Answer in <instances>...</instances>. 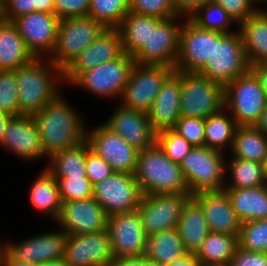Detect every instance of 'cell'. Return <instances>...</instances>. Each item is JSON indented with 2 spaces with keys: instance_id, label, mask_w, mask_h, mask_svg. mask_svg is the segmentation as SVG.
<instances>
[{
  "instance_id": "6da1fadb",
  "label": "cell",
  "mask_w": 267,
  "mask_h": 266,
  "mask_svg": "<svg viewBox=\"0 0 267 266\" xmlns=\"http://www.w3.org/2000/svg\"><path fill=\"white\" fill-rule=\"evenodd\" d=\"M32 117L38 127L46 158L86 140L87 128L83 118L61 93Z\"/></svg>"
},
{
  "instance_id": "7a4b0ae2",
  "label": "cell",
  "mask_w": 267,
  "mask_h": 266,
  "mask_svg": "<svg viewBox=\"0 0 267 266\" xmlns=\"http://www.w3.org/2000/svg\"><path fill=\"white\" fill-rule=\"evenodd\" d=\"M15 71L19 116L42 110L61 93L58 84L63 83V72L48 58H35Z\"/></svg>"
},
{
  "instance_id": "3957f363",
  "label": "cell",
  "mask_w": 267,
  "mask_h": 266,
  "mask_svg": "<svg viewBox=\"0 0 267 266\" xmlns=\"http://www.w3.org/2000/svg\"><path fill=\"white\" fill-rule=\"evenodd\" d=\"M134 176L143 195L190 194L183 171L157 143L139 151Z\"/></svg>"
},
{
  "instance_id": "277c9868",
  "label": "cell",
  "mask_w": 267,
  "mask_h": 266,
  "mask_svg": "<svg viewBox=\"0 0 267 266\" xmlns=\"http://www.w3.org/2000/svg\"><path fill=\"white\" fill-rule=\"evenodd\" d=\"M249 69L240 32L213 31L212 57L198 73L225 87Z\"/></svg>"
},
{
  "instance_id": "5b68a950",
  "label": "cell",
  "mask_w": 267,
  "mask_h": 266,
  "mask_svg": "<svg viewBox=\"0 0 267 266\" xmlns=\"http://www.w3.org/2000/svg\"><path fill=\"white\" fill-rule=\"evenodd\" d=\"M223 154L216 149L197 146L180 162L191 195L224 189L227 172Z\"/></svg>"
},
{
  "instance_id": "8992f818",
  "label": "cell",
  "mask_w": 267,
  "mask_h": 266,
  "mask_svg": "<svg viewBox=\"0 0 267 266\" xmlns=\"http://www.w3.org/2000/svg\"><path fill=\"white\" fill-rule=\"evenodd\" d=\"M266 105V93L250 69L224 87V108L238 126L255 125Z\"/></svg>"
},
{
  "instance_id": "52a82bcc",
  "label": "cell",
  "mask_w": 267,
  "mask_h": 266,
  "mask_svg": "<svg viewBox=\"0 0 267 266\" xmlns=\"http://www.w3.org/2000/svg\"><path fill=\"white\" fill-rule=\"evenodd\" d=\"M105 29L89 16L60 20L54 51L48 58L63 72Z\"/></svg>"
},
{
  "instance_id": "ba28073f",
  "label": "cell",
  "mask_w": 267,
  "mask_h": 266,
  "mask_svg": "<svg viewBox=\"0 0 267 266\" xmlns=\"http://www.w3.org/2000/svg\"><path fill=\"white\" fill-rule=\"evenodd\" d=\"M224 107V87L198 72L181 71L180 116L206 119Z\"/></svg>"
},
{
  "instance_id": "9c48e42d",
  "label": "cell",
  "mask_w": 267,
  "mask_h": 266,
  "mask_svg": "<svg viewBox=\"0 0 267 266\" xmlns=\"http://www.w3.org/2000/svg\"><path fill=\"white\" fill-rule=\"evenodd\" d=\"M134 64L133 55L124 52L116 59L82 72L70 85L84 88L99 97L121 99Z\"/></svg>"
},
{
  "instance_id": "30bf717a",
  "label": "cell",
  "mask_w": 267,
  "mask_h": 266,
  "mask_svg": "<svg viewBox=\"0 0 267 266\" xmlns=\"http://www.w3.org/2000/svg\"><path fill=\"white\" fill-rule=\"evenodd\" d=\"M175 71L163 65L132 66L128 82L119 102L127 109L148 112L164 81Z\"/></svg>"
},
{
  "instance_id": "8fae6325",
  "label": "cell",
  "mask_w": 267,
  "mask_h": 266,
  "mask_svg": "<svg viewBox=\"0 0 267 266\" xmlns=\"http://www.w3.org/2000/svg\"><path fill=\"white\" fill-rule=\"evenodd\" d=\"M182 15L162 20L152 28L148 41L133 55L136 64L163 65L175 68L179 54L180 30L179 18Z\"/></svg>"
},
{
  "instance_id": "7c38bea8",
  "label": "cell",
  "mask_w": 267,
  "mask_h": 266,
  "mask_svg": "<svg viewBox=\"0 0 267 266\" xmlns=\"http://www.w3.org/2000/svg\"><path fill=\"white\" fill-rule=\"evenodd\" d=\"M191 194L143 195L137 208L147 237L177 228L183 207Z\"/></svg>"
},
{
  "instance_id": "4fadbf2b",
  "label": "cell",
  "mask_w": 267,
  "mask_h": 266,
  "mask_svg": "<svg viewBox=\"0 0 267 266\" xmlns=\"http://www.w3.org/2000/svg\"><path fill=\"white\" fill-rule=\"evenodd\" d=\"M143 194L134 175L114 172L93 185V197L107 216L137 210Z\"/></svg>"
},
{
  "instance_id": "5bb4252c",
  "label": "cell",
  "mask_w": 267,
  "mask_h": 266,
  "mask_svg": "<svg viewBox=\"0 0 267 266\" xmlns=\"http://www.w3.org/2000/svg\"><path fill=\"white\" fill-rule=\"evenodd\" d=\"M86 130V140L97 156L103 158L113 172L134 175L139 151L103 124Z\"/></svg>"
},
{
  "instance_id": "9a60e30c",
  "label": "cell",
  "mask_w": 267,
  "mask_h": 266,
  "mask_svg": "<svg viewBox=\"0 0 267 266\" xmlns=\"http://www.w3.org/2000/svg\"><path fill=\"white\" fill-rule=\"evenodd\" d=\"M26 47L35 58H49L54 51L60 18L55 13L34 11L14 19Z\"/></svg>"
},
{
  "instance_id": "2e32d148",
  "label": "cell",
  "mask_w": 267,
  "mask_h": 266,
  "mask_svg": "<svg viewBox=\"0 0 267 266\" xmlns=\"http://www.w3.org/2000/svg\"><path fill=\"white\" fill-rule=\"evenodd\" d=\"M114 258L108 229L67 235L64 259L71 266H108Z\"/></svg>"
},
{
  "instance_id": "e0dca14e",
  "label": "cell",
  "mask_w": 267,
  "mask_h": 266,
  "mask_svg": "<svg viewBox=\"0 0 267 266\" xmlns=\"http://www.w3.org/2000/svg\"><path fill=\"white\" fill-rule=\"evenodd\" d=\"M107 229L115 258L145 254L147 236L138 210L108 216Z\"/></svg>"
},
{
  "instance_id": "ac0fdd59",
  "label": "cell",
  "mask_w": 267,
  "mask_h": 266,
  "mask_svg": "<svg viewBox=\"0 0 267 266\" xmlns=\"http://www.w3.org/2000/svg\"><path fill=\"white\" fill-rule=\"evenodd\" d=\"M103 207L94 197L62 202L56 224L67 235L91 234L107 229Z\"/></svg>"
},
{
  "instance_id": "d6986e66",
  "label": "cell",
  "mask_w": 267,
  "mask_h": 266,
  "mask_svg": "<svg viewBox=\"0 0 267 266\" xmlns=\"http://www.w3.org/2000/svg\"><path fill=\"white\" fill-rule=\"evenodd\" d=\"M124 53L117 28H105L99 36L63 71V83L71 84L82 72L93 69Z\"/></svg>"
},
{
  "instance_id": "ffe728a7",
  "label": "cell",
  "mask_w": 267,
  "mask_h": 266,
  "mask_svg": "<svg viewBox=\"0 0 267 266\" xmlns=\"http://www.w3.org/2000/svg\"><path fill=\"white\" fill-rule=\"evenodd\" d=\"M30 237L18 243H3V251L13 260L37 265L65 257L67 234L63 230Z\"/></svg>"
},
{
  "instance_id": "44dd1931",
  "label": "cell",
  "mask_w": 267,
  "mask_h": 266,
  "mask_svg": "<svg viewBox=\"0 0 267 266\" xmlns=\"http://www.w3.org/2000/svg\"><path fill=\"white\" fill-rule=\"evenodd\" d=\"M213 31L204 30L185 18L180 30L179 54L175 70L199 72L211 59Z\"/></svg>"
},
{
  "instance_id": "7402d4cb",
  "label": "cell",
  "mask_w": 267,
  "mask_h": 266,
  "mask_svg": "<svg viewBox=\"0 0 267 266\" xmlns=\"http://www.w3.org/2000/svg\"><path fill=\"white\" fill-rule=\"evenodd\" d=\"M103 125L138 151L147 149L156 143V132L146 112L127 109L119 104Z\"/></svg>"
},
{
  "instance_id": "603a6c76",
  "label": "cell",
  "mask_w": 267,
  "mask_h": 266,
  "mask_svg": "<svg viewBox=\"0 0 267 266\" xmlns=\"http://www.w3.org/2000/svg\"><path fill=\"white\" fill-rule=\"evenodd\" d=\"M0 145L10 149L24 161L33 162L46 157L41 146L39 130L32 115L13 117L8 122Z\"/></svg>"
},
{
  "instance_id": "cb8c5ba5",
  "label": "cell",
  "mask_w": 267,
  "mask_h": 266,
  "mask_svg": "<svg viewBox=\"0 0 267 266\" xmlns=\"http://www.w3.org/2000/svg\"><path fill=\"white\" fill-rule=\"evenodd\" d=\"M192 197L201 205L210 232L239 237L242 222L224 190L198 192Z\"/></svg>"
},
{
  "instance_id": "d4e9b609",
  "label": "cell",
  "mask_w": 267,
  "mask_h": 266,
  "mask_svg": "<svg viewBox=\"0 0 267 266\" xmlns=\"http://www.w3.org/2000/svg\"><path fill=\"white\" fill-rule=\"evenodd\" d=\"M181 71L175 70L163 83L147 112L153 130L173 129L180 116Z\"/></svg>"
},
{
  "instance_id": "484cf974",
  "label": "cell",
  "mask_w": 267,
  "mask_h": 266,
  "mask_svg": "<svg viewBox=\"0 0 267 266\" xmlns=\"http://www.w3.org/2000/svg\"><path fill=\"white\" fill-rule=\"evenodd\" d=\"M238 26L249 66L265 63L267 61V9L261 7Z\"/></svg>"
},
{
  "instance_id": "4316f807",
  "label": "cell",
  "mask_w": 267,
  "mask_h": 266,
  "mask_svg": "<svg viewBox=\"0 0 267 266\" xmlns=\"http://www.w3.org/2000/svg\"><path fill=\"white\" fill-rule=\"evenodd\" d=\"M240 221L267 219V184L253 188H224Z\"/></svg>"
},
{
  "instance_id": "83f0119b",
  "label": "cell",
  "mask_w": 267,
  "mask_h": 266,
  "mask_svg": "<svg viewBox=\"0 0 267 266\" xmlns=\"http://www.w3.org/2000/svg\"><path fill=\"white\" fill-rule=\"evenodd\" d=\"M177 229L189 254H195L210 232L201 205L191 197L185 204Z\"/></svg>"
},
{
  "instance_id": "f1b7e54d",
  "label": "cell",
  "mask_w": 267,
  "mask_h": 266,
  "mask_svg": "<svg viewBox=\"0 0 267 266\" xmlns=\"http://www.w3.org/2000/svg\"><path fill=\"white\" fill-rule=\"evenodd\" d=\"M35 57L28 50L13 22L0 24V70H16Z\"/></svg>"
},
{
  "instance_id": "f546056e",
  "label": "cell",
  "mask_w": 267,
  "mask_h": 266,
  "mask_svg": "<svg viewBox=\"0 0 267 266\" xmlns=\"http://www.w3.org/2000/svg\"><path fill=\"white\" fill-rule=\"evenodd\" d=\"M38 174L31 184L29 200L34 209L56 221L62 206L57 180L46 168Z\"/></svg>"
},
{
  "instance_id": "4dcf8cb0",
  "label": "cell",
  "mask_w": 267,
  "mask_h": 266,
  "mask_svg": "<svg viewBox=\"0 0 267 266\" xmlns=\"http://www.w3.org/2000/svg\"><path fill=\"white\" fill-rule=\"evenodd\" d=\"M162 20L129 11L117 27L124 52L134 55L148 41L152 28H156Z\"/></svg>"
},
{
  "instance_id": "1f68e13d",
  "label": "cell",
  "mask_w": 267,
  "mask_h": 266,
  "mask_svg": "<svg viewBox=\"0 0 267 266\" xmlns=\"http://www.w3.org/2000/svg\"><path fill=\"white\" fill-rule=\"evenodd\" d=\"M188 254L177 228L147 237L145 256L151 261L165 265Z\"/></svg>"
},
{
  "instance_id": "d6a6232c",
  "label": "cell",
  "mask_w": 267,
  "mask_h": 266,
  "mask_svg": "<svg viewBox=\"0 0 267 266\" xmlns=\"http://www.w3.org/2000/svg\"><path fill=\"white\" fill-rule=\"evenodd\" d=\"M238 247V237L209 232L195 256L203 265L229 266Z\"/></svg>"
},
{
  "instance_id": "836d02e7",
  "label": "cell",
  "mask_w": 267,
  "mask_h": 266,
  "mask_svg": "<svg viewBox=\"0 0 267 266\" xmlns=\"http://www.w3.org/2000/svg\"><path fill=\"white\" fill-rule=\"evenodd\" d=\"M232 157L258 163L267 158V137L255 126H238L233 139Z\"/></svg>"
},
{
  "instance_id": "e575fe53",
  "label": "cell",
  "mask_w": 267,
  "mask_h": 266,
  "mask_svg": "<svg viewBox=\"0 0 267 266\" xmlns=\"http://www.w3.org/2000/svg\"><path fill=\"white\" fill-rule=\"evenodd\" d=\"M87 140L54 153L45 167L53 177H86V155L90 151Z\"/></svg>"
},
{
  "instance_id": "d590c367",
  "label": "cell",
  "mask_w": 267,
  "mask_h": 266,
  "mask_svg": "<svg viewBox=\"0 0 267 266\" xmlns=\"http://www.w3.org/2000/svg\"><path fill=\"white\" fill-rule=\"evenodd\" d=\"M237 127L234 118L223 107L205 119V146L222 152L229 146L227 149L231 150Z\"/></svg>"
},
{
  "instance_id": "8d00e7d4",
  "label": "cell",
  "mask_w": 267,
  "mask_h": 266,
  "mask_svg": "<svg viewBox=\"0 0 267 266\" xmlns=\"http://www.w3.org/2000/svg\"><path fill=\"white\" fill-rule=\"evenodd\" d=\"M225 171H229L231 184H226L224 188L243 189L267 184L263 163L231 157L228 165L226 161Z\"/></svg>"
},
{
  "instance_id": "74e56055",
  "label": "cell",
  "mask_w": 267,
  "mask_h": 266,
  "mask_svg": "<svg viewBox=\"0 0 267 266\" xmlns=\"http://www.w3.org/2000/svg\"><path fill=\"white\" fill-rule=\"evenodd\" d=\"M187 18L204 30L218 31L224 34L234 32L229 28L231 24L235 23L233 19L221 5L212 1L198 7Z\"/></svg>"
},
{
  "instance_id": "f35d334b",
  "label": "cell",
  "mask_w": 267,
  "mask_h": 266,
  "mask_svg": "<svg viewBox=\"0 0 267 266\" xmlns=\"http://www.w3.org/2000/svg\"><path fill=\"white\" fill-rule=\"evenodd\" d=\"M129 11V0H90L88 16L105 28H117Z\"/></svg>"
},
{
  "instance_id": "ab89813d",
  "label": "cell",
  "mask_w": 267,
  "mask_h": 266,
  "mask_svg": "<svg viewBox=\"0 0 267 266\" xmlns=\"http://www.w3.org/2000/svg\"><path fill=\"white\" fill-rule=\"evenodd\" d=\"M238 244L243 250L267 253V219L243 222Z\"/></svg>"
},
{
  "instance_id": "60d3db41",
  "label": "cell",
  "mask_w": 267,
  "mask_h": 266,
  "mask_svg": "<svg viewBox=\"0 0 267 266\" xmlns=\"http://www.w3.org/2000/svg\"><path fill=\"white\" fill-rule=\"evenodd\" d=\"M156 143L164 151L165 155L175 163L187 156L193 146L173 129H166L156 133Z\"/></svg>"
},
{
  "instance_id": "b9f144b4",
  "label": "cell",
  "mask_w": 267,
  "mask_h": 266,
  "mask_svg": "<svg viewBox=\"0 0 267 266\" xmlns=\"http://www.w3.org/2000/svg\"><path fill=\"white\" fill-rule=\"evenodd\" d=\"M0 110L13 117L19 116L15 70H0Z\"/></svg>"
},
{
  "instance_id": "7bdbcfd3",
  "label": "cell",
  "mask_w": 267,
  "mask_h": 266,
  "mask_svg": "<svg viewBox=\"0 0 267 266\" xmlns=\"http://www.w3.org/2000/svg\"><path fill=\"white\" fill-rule=\"evenodd\" d=\"M62 202L93 197V184L87 177H54Z\"/></svg>"
},
{
  "instance_id": "ee69618b",
  "label": "cell",
  "mask_w": 267,
  "mask_h": 266,
  "mask_svg": "<svg viewBox=\"0 0 267 266\" xmlns=\"http://www.w3.org/2000/svg\"><path fill=\"white\" fill-rule=\"evenodd\" d=\"M130 11L163 20L178 16L173 0H129Z\"/></svg>"
},
{
  "instance_id": "f6af8a7d",
  "label": "cell",
  "mask_w": 267,
  "mask_h": 266,
  "mask_svg": "<svg viewBox=\"0 0 267 266\" xmlns=\"http://www.w3.org/2000/svg\"><path fill=\"white\" fill-rule=\"evenodd\" d=\"M193 147L205 146V119L198 117H180L173 128Z\"/></svg>"
},
{
  "instance_id": "bcb514c9",
  "label": "cell",
  "mask_w": 267,
  "mask_h": 266,
  "mask_svg": "<svg viewBox=\"0 0 267 266\" xmlns=\"http://www.w3.org/2000/svg\"><path fill=\"white\" fill-rule=\"evenodd\" d=\"M221 5L233 19L235 24L239 25L251 15L255 14L261 8L256 6L254 0H210Z\"/></svg>"
},
{
  "instance_id": "7dc6e473",
  "label": "cell",
  "mask_w": 267,
  "mask_h": 266,
  "mask_svg": "<svg viewBox=\"0 0 267 266\" xmlns=\"http://www.w3.org/2000/svg\"><path fill=\"white\" fill-rule=\"evenodd\" d=\"M111 166L101 157L97 156L93 151H89L86 155V177L94 185L113 174Z\"/></svg>"
},
{
  "instance_id": "c3c4849f",
  "label": "cell",
  "mask_w": 267,
  "mask_h": 266,
  "mask_svg": "<svg viewBox=\"0 0 267 266\" xmlns=\"http://www.w3.org/2000/svg\"><path fill=\"white\" fill-rule=\"evenodd\" d=\"M90 0H54L55 14L60 20L88 16Z\"/></svg>"
},
{
  "instance_id": "681fc988",
  "label": "cell",
  "mask_w": 267,
  "mask_h": 266,
  "mask_svg": "<svg viewBox=\"0 0 267 266\" xmlns=\"http://www.w3.org/2000/svg\"><path fill=\"white\" fill-rule=\"evenodd\" d=\"M229 266H267V253L237 248Z\"/></svg>"
},
{
  "instance_id": "f907efd6",
  "label": "cell",
  "mask_w": 267,
  "mask_h": 266,
  "mask_svg": "<svg viewBox=\"0 0 267 266\" xmlns=\"http://www.w3.org/2000/svg\"><path fill=\"white\" fill-rule=\"evenodd\" d=\"M3 3L4 18L8 22L35 11L34 0H5Z\"/></svg>"
},
{
  "instance_id": "816d5d0a",
  "label": "cell",
  "mask_w": 267,
  "mask_h": 266,
  "mask_svg": "<svg viewBox=\"0 0 267 266\" xmlns=\"http://www.w3.org/2000/svg\"><path fill=\"white\" fill-rule=\"evenodd\" d=\"M208 1L210 0H173V3L178 15L188 17L198 7L204 5Z\"/></svg>"
},
{
  "instance_id": "f5cc1de1",
  "label": "cell",
  "mask_w": 267,
  "mask_h": 266,
  "mask_svg": "<svg viewBox=\"0 0 267 266\" xmlns=\"http://www.w3.org/2000/svg\"><path fill=\"white\" fill-rule=\"evenodd\" d=\"M108 266H145V254L114 258Z\"/></svg>"
},
{
  "instance_id": "db71d44e",
  "label": "cell",
  "mask_w": 267,
  "mask_h": 266,
  "mask_svg": "<svg viewBox=\"0 0 267 266\" xmlns=\"http://www.w3.org/2000/svg\"><path fill=\"white\" fill-rule=\"evenodd\" d=\"M250 70L254 73L258 79L260 86L266 93V103H267V65L265 63H258L250 66Z\"/></svg>"
},
{
  "instance_id": "11a10c76",
  "label": "cell",
  "mask_w": 267,
  "mask_h": 266,
  "mask_svg": "<svg viewBox=\"0 0 267 266\" xmlns=\"http://www.w3.org/2000/svg\"><path fill=\"white\" fill-rule=\"evenodd\" d=\"M164 266H201L195 254H188L182 259L165 264Z\"/></svg>"
},
{
  "instance_id": "9f6ffc18",
  "label": "cell",
  "mask_w": 267,
  "mask_h": 266,
  "mask_svg": "<svg viewBox=\"0 0 267 266\" xmlns=\"http://www.w3.org/2000/svg\"><path fill=\"white\" fill-rule=\"evenodd\" d=\"M0 266H38V265L31 262H22L19 260H13L4 251H2V255L0 258Z\"/></svg>"
},
{
  "instance_id": "6f0895ef",
  "label": "cell",
  "mask_w": 267,
  "mask_h": 266,
  "mask_svg": "<svg viewBox=\"0 0 267 266\" xmlns=\"http://www.w3.org/2000/svg\"><path fill=\"white\" fill-rule=\"evenodd\" d=\"M35 11L55 13L54 0H34Z\"/></svg>"
},
{
  "instance_id": "680465c9",
  "label": "cell",
  "mask_w": 267,
  "mask_h": 266,
  "mask_svg": "<svg viewBox=\"0 0 267 266\" xmlns=\"http://www.w3.org/2000/svg\"><path fill=\"white\" fill-rule=\"evenodd\" d=\"M13 118L12 115H9L5 112H2L0 110V142L3 138L4 132L6 130V127L8 125V122Z\"/></svg>"
},
{
  "instance_id": "91938a15",
  "label": "cell",
  "mask_w": 267,
  "mask_h": 266,
  "mask_svg": "<svg viewBox=\"0 0 267 266\" xmlns=\"http://www.w3.org/2000/svg\"><path fill=\"white\" fill-rule=\"evenodd\" d=\"M255 126L267 137V105Z\"/></svg>"
},
{
  "instance_id": "94428289",
  "label": "cell",
  "mask_w": 267,
  "mask_h": 266,
  "mask_svg": "<svg viewBox=\"0 0 267 266\" xmlns=\"http://www.w3.org/2000/svg\"><path fill=\"white\" fill-rule=\"evenodd\" d=\"M38 266H71L69 263L66 262L64 258L51 260L42 264H38Z\"/></svg>"
},
{
  "instance_id": "6125c7cd",
  "label": "cell",
  "mask_w": 267,
  "mask_h": 266,
  "mask_svg": "<svg viewBox=\"0 0 267 266\" xmlns=\"http://www.w3.org/2000/svg\"><path fill=\"white\" fill-rule=\"evenodd\" d=\"M3 1L0 0V24L5 21L4 18V5Z\"/></svg>"
},
{
  "instance_id": "be15d7a7",
  "label": "cell",
  "mask_w": 267,
  "mask_h": 266,
  "mask_svg": "<svg viewBox=\"0 0 267 266\" xmlns=\"http://www.w3.org/2000/svg\"><path fill=\"white\" fill-rule=\"evenodd\" d=\"M145 266H164V265L151 261L145 256Z\"/></svg>"
},
{
  "instance_id": "e7e4bbea",
  "label": "cell",
  "mask_w": 267,
  "mask_h": 266,
  "mask_svg": "<svg viewBox=\"0 0 267 266\" xmlns=\"http://www.w3.org/2000/svg\"><path fill=\"white\" fill-rule=\"evenodd\" d=\"M264 172H265V178L267 181V158H266L265 163H264Z\"/></svg>"
},
{
  "instance_id": "03108f58",
  "label": "cell",
  "mask_w": 267,
  "mask_h": 266,
  "mask_svg": "<svg viewBox=\"0 0 267 266\" xmlns=\"http://www.w3.org/2000/svg\"><path fill=\"white\" fill-rule=\"evenodd\" d=\"M254 1H255L256 4H257V2H258V5H259L261 2H263V1H264V3L267 2V0H254Z\"/></svg>"
},
{
  "instance_id": "003e7915",
  "label": "cell",
  "mask_w": 267,
  "mask_h": 266,
  "mask_svg": "<svg viewBox=\"0 0 267 266\" xmlns=\"http://www.w3.org/2000/svg\"><path fill=\"white\" fill-rule=\"evenodd\" d=\"M2 251H3V244H1V242H0V258H1V255H2Z\"/></svg>"
},
{
  "instance_id": "a7ac6f4b",
  "label": "cell",
  "mask_w": 267,
  "mask_h": 266,
  "mask_svg": "<svg viewBox=\"0 0 267 266\" xmlns=\"http://www.w3.org/2000/svg\"><path fill=\"white\" fill-rule=\"evenodd\" d=\"M201 266H223V265H203V264H201Z\"/></svg>"
}]
</instances>
